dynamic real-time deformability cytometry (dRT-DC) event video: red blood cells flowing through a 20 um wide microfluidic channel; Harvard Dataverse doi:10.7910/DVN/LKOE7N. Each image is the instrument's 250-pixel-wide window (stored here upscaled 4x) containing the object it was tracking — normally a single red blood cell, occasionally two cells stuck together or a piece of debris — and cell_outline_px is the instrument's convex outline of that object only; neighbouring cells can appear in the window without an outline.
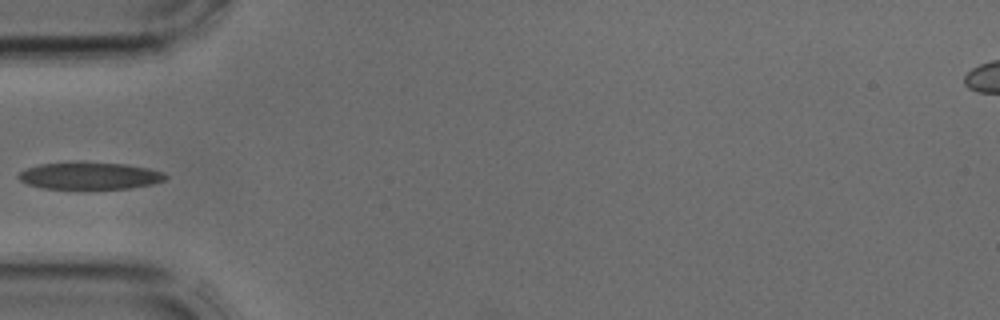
{"species": "common noctule bat (a hibernating species)", "species_latin": "Nyctalus noctula", "temperature_condition": "cold", "stored_images_in_passage": 3, "camera_frame_rate_fps": 3000, "um_per_image_px": 0.085, "animal": {"sex": "male", "body_mass_g": 17.9, "forearm_length_mm": 54.2}, "frame": {"image": 1, "passage_image": 2, "time_ms": 0.333, "image_size_px": [1000, 320], "cell_outline_px": [[168, 176], [164, 180], [152, 184], [132, 188], [80, 192], [44, 188], [28, 184], [20, 180], [16, 176], [24, 168], [40, 164], [72, 160], [84, 160], [128, 164], [148, 168], [164, 172]], "centroid_in_image_um": [7.59, 14.95], "position_along_channel_um": 77.4, "area_um2": 25.14}}